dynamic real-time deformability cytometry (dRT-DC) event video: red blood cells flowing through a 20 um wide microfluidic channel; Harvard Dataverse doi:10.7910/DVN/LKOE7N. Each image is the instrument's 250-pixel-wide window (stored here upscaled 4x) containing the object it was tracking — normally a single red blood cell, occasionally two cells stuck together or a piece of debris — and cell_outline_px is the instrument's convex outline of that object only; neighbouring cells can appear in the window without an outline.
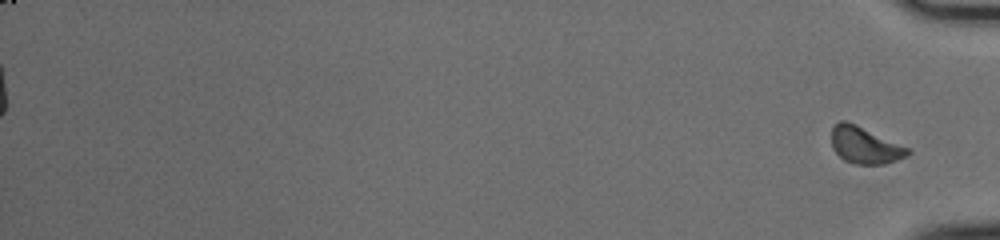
{"species": "common noctule bat (a hibernating species)", "species_latin": "Nyctalus noctula", "temperature_condition": "cold", "stored_images_in_passage": 55, "segment_of_instrument_passage": [2, 2], "camera_frame_rate_fps": 3000, "um_per_image_px": 0.085, "animal": {"sex": "male", "body_mass_g": 20.0, "forearm_length_mm": 53.3}, "frame": {"image": 1, "passage_image": 55, "time_ms": 18.0, "image_size_px": [1000, 240], "cell_outline_px": [[912, 152], [908, 156], [884, 164], [852, 164], [844, 160], [832, 148], [832, 128], [840, 120], [848, 120], [908, 148]], "centroid_in_image_um": [73.5, 12.34], "position_along_channel_um": 361.7, "area_um2": 16.3}}